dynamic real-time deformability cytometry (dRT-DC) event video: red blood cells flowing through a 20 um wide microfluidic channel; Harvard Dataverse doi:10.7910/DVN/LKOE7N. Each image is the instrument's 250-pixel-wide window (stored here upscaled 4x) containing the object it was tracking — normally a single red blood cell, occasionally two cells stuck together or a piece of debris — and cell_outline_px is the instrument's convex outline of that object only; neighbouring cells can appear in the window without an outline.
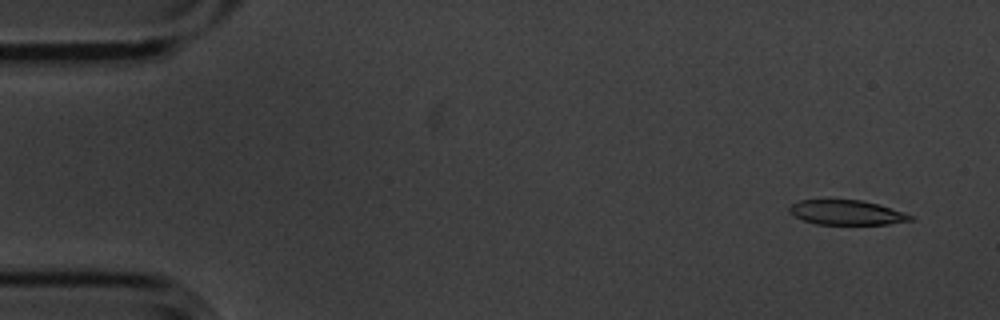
{"species": "common noctule bat (a hibernating species)", "species_latin": "Nyctalus noctula", "temperature_condition": "cold", "stored_images_in_passage": 4, "camera_frame_rate_fps": 3000, "um_per_image_px": 0.085, "animal": {"sex": "male", "body_mass_g": 20.1, "forearm_length_mm": 53.5}, "frame": {"image": 1, "passage_image": 1, "time_ms": 0.0, "image_size_px": [1000, 320], "cell_outline_px": [[912, 220], [888, 224], [816, 224], [804, 220], [788, 212], [788, 208], [792, 204], [800, 200], [860, 200], [876, 204], [904, 212], [912, 216]], "centroid_in_image_um": [71.93, 18.06], "position_along_channel_um": 13.1, "area_um2": 17.11}}
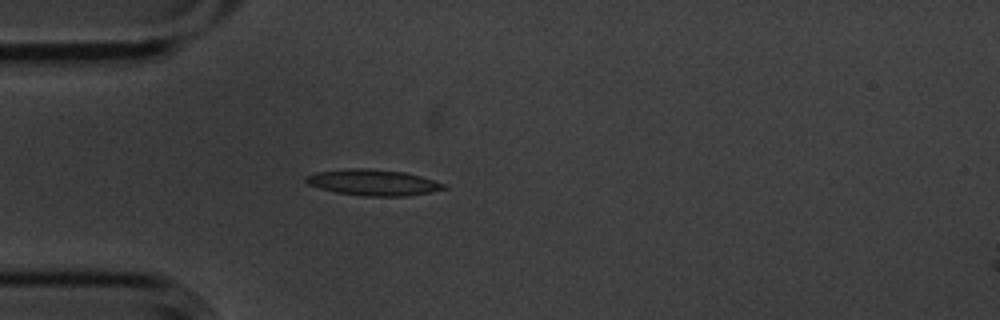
{"frame": {"image": 2, "passage_image": 4, "time_ms": 1.0, "image_size_px": [1000, 320], "cell_outline_px": [[448, 188], [432, 192], [404, 196], [364, 196], [336, 192], [320, 188], [308, 184], [304, 180], [304, 176], [316, 172], [348, 168], [364, 168], [404, 172], [420, 176], [444, 184]], "centroid_in_image_um": [31.68, 15.51], "position_along_channel_um": 53.3, "area_um2": 20.81}}